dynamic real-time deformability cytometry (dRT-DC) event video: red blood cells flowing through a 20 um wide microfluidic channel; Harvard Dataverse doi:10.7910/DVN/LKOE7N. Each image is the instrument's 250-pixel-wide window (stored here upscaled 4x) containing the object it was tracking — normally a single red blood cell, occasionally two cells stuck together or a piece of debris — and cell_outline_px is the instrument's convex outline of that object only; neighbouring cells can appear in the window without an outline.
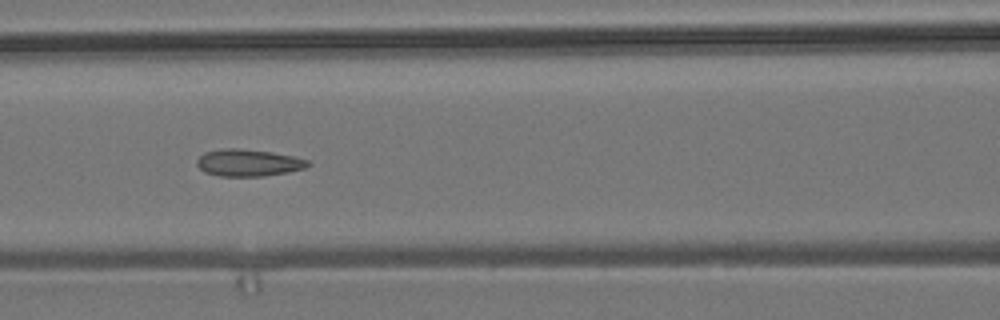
{"species": "common noctule bat (a hibernating species)", "species_latin": "Nyctalus noctula", "temperature_condition": "room temperature", "stored_images_in_passage": 8, "camera_frame_rate_fps": 3000, "um_per_image_px": 0.085, "animal": {"sex": "male", "body_mass_g": 19.2, "forearm_length_mm": 51.8}, "frame": {"image": 1, "passage_image": 7, "time_ms": 7.667, "image_size_px": [1000, 320], "cell_outline_px": [[312, 164], [304, 168], [288, 172], [264, 176], [220, 176], [204, 172], [196, 164], [196, 160], [204, 152], [224, 148], [236, 148], [272, 152], [296, 156], [308, 160]], "centroid_in_image_um": [21.12, 13.83], "position_along_channel_um": 145.5, "area_um2": 17.57}}
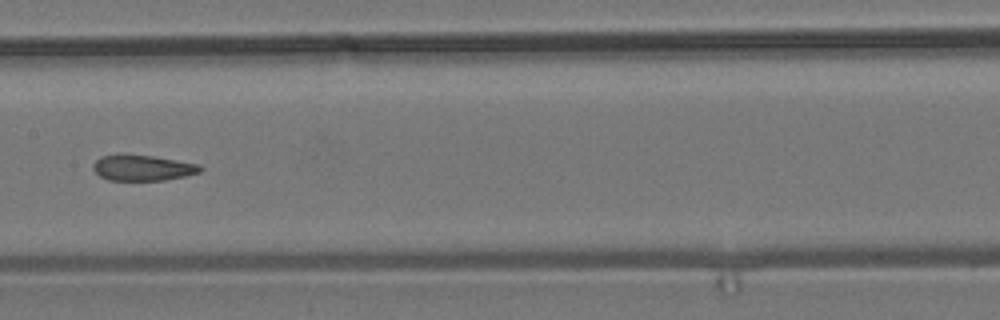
{"frame": {"image": 2, "passage_image": 8, "time_ms": 9.0, "image_size_px": [1000, 320], "cell_outline_px": [[204, 168], [200, 172], [184, 176], [164, 180], [108, 180], [100, 176], [92, 168], [92, 164], [100, 156], [124, 152], [152, 156], [176, 160], [196, 164]], "centroid_in_image_um": [12.05, 14.24], "position_along_channel_um": 195.3, "area_um2": 16.3}}